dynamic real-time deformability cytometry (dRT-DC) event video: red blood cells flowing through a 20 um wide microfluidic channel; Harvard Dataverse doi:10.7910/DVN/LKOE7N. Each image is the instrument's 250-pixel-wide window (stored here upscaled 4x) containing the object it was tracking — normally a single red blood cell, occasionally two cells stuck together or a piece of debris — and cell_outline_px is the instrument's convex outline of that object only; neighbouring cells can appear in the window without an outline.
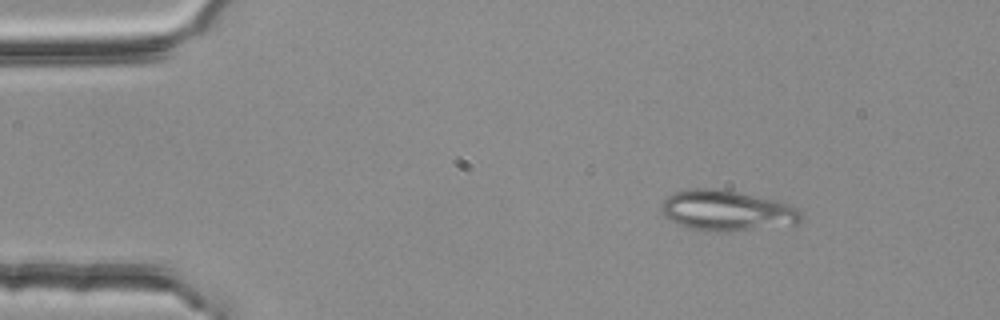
{"species": "common noctule bat (a hibernating species)", "species_latin": "Nyctalus noctula", "temperature_condition": "room temperature", "stored_images_in_passage": 2, "camera_frame_rate_fps": 3000, "um_per_image_px": 0.085, "animal": {"sex": "female", "body_mass_g": 25.1}, "frame": {"image": 1, "passage_image": 1, "time_ms": 0.0, "image_size_px": [1000, 320], "cell_outline_px": [[804, 220], [796, 224], [724, 232], [708, 232], [688, 228], [664, 216], [660, 212], [660, 208], [664, 200], [668, 196], [676, 192], [692, 188], [716, 188], [740, 192], [776, 200], [792, 204], [800, 208], [804, 216]], "centroid_in_image_um": [61.84, 17.9], "position_along_channel_um": 23.2, "area_um2": 33.47}}